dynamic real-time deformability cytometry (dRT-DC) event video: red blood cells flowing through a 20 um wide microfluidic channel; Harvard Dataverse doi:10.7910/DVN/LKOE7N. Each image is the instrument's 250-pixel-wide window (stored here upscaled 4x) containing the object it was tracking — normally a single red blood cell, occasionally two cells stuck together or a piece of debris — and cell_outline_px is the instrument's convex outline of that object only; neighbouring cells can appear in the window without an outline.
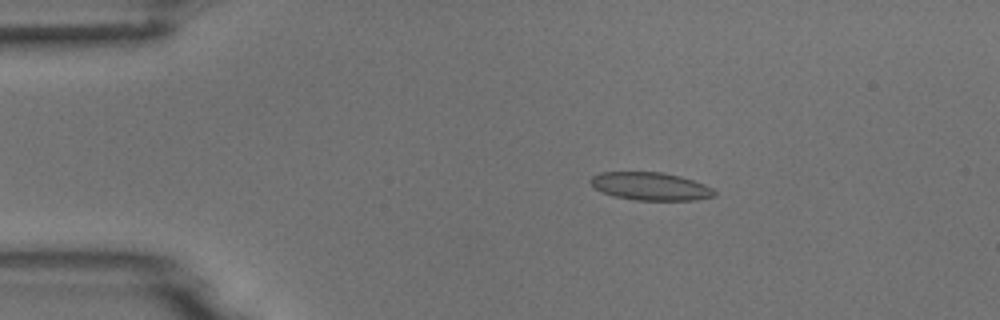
{"species": "common noctule bat (a hibernating species)", "species_latin": "Nyctalus noctula", "temperature_condition": "room temperature", "stored_images_in_passage": 7, "camera_frame_rate_fps": 3000, "um_per_image_px": 0.085, "animal": {"sex": "male", "body_mass_g": 18.8}, "frame": {"image": 1, "passage_image": 2, "time_ms": 1.333, "image_size_px": [1000, 320], "cell_outline_px": [[716, 196], [696, 200], [632, 200], [612, 196], [596, 188], [588, 180], [592, 176], [600, 172], [660, 172], [680, 176], [704, 184], [712, 188], [716, 192]], "centroid_in_image_um": [55.29, 15.84], "position_along_channel_um": 29.7, "area_um2": 20.17}}
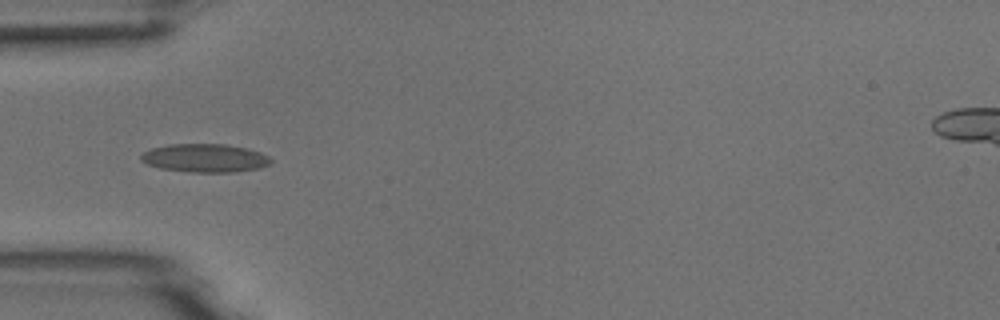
{"frame": {"image": 2, "passage_image": 4, "time_ms": 3.667, "image_size_px": [1000, 320], "cell_outline_px": [[272, 164], [260, 168], [236, 172], [188, 172], [160, 168], [148, 164], [140, 160], [140, 156], [144, 152], [152, 148], [168, 144], [224, 144], [248, 148], [260, 152], [268, 156], [272, 160]], "centroid_in_image_um": [17.45, 13.44], "position_along_channel_um": 67.6, "area_um2": 21.62}}